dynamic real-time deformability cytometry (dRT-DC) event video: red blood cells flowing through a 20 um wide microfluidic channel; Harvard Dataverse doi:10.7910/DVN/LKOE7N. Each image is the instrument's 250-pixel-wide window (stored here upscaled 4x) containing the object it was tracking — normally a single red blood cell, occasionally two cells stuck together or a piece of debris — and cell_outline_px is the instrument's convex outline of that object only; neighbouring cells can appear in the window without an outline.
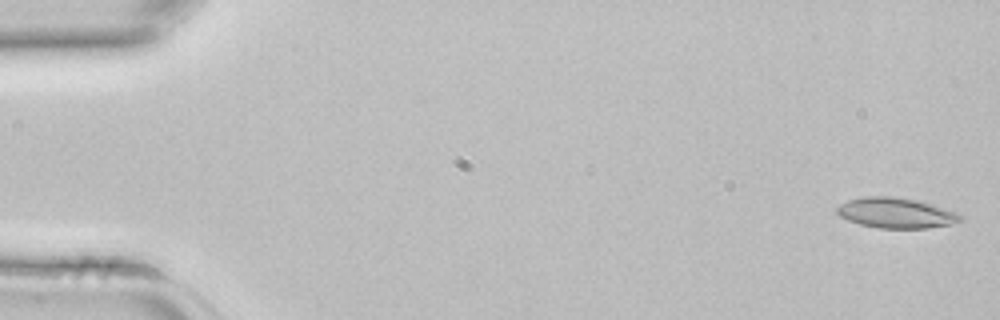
{"species": "common noctule bat (a hibernating species)", "species_latin": "Nyctalus noctula", "temperature_condition": "room temperature", "stored_images_in_passage": 4, "camera_frame_rate_fps": 3000, "um_per_image_px": 0.085, "animal": {"sex": "female", "body_mass_g": 22.7, "forearm_length_mm": 54.2}, "frame": {"image": 1, "passage_image": 1, "time_ms": 0.0, "image_size_px": [1000, 320], "cell_outline_px": [[964, 220], [952, 224], [928, 228], [876, 228], [860, 224], [848, 220], [840, 216], [836, 212], [836, 208], [840, 204], [848, 200], [864, 196], [892, 196], [916, 200], [932, 204], [956, 212]], "centroid_in_image_um": [76.14, 18.1], "position_along_channel_um": 8.9, "area_um2": 21.85}}
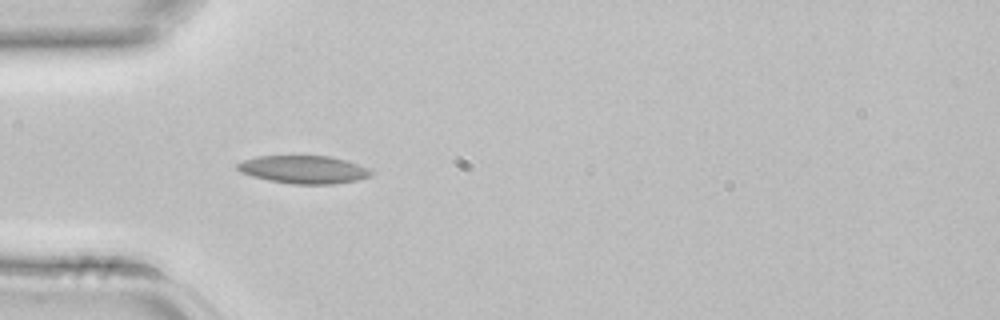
{"frame": {"image": 2, "passage_image": 4, "time_ms": 1.0, "image_size_px": [1000, 320], "cell_outline_px": [[372, 176], [356, 180], [332, 184], [292, 184], [268, 180], [252, 176], [240, 172], [236, 168], [236, 164], [244, 160], [256, 156], [332, 156], [368, 168], [372, 172]], "centroid_in_image_um": [25.78, 14.41], "position_along_channel_um": 59.2, "area_um2": 21.68}}